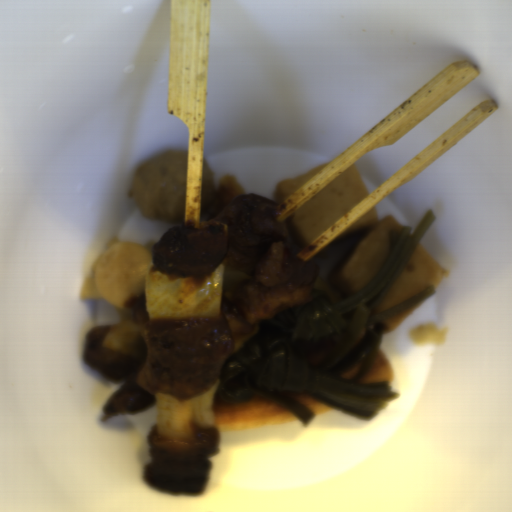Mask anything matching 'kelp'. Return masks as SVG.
<instances>
[{
    "label": "kelp",
    "mask_w": 512,
    "mask_h": 512,
    "mask_svg": "<svg viewBox=\"0 0 512 512\" xmlns=\"http://www.w3.org/2000/svg\"><path fill=\"white\" fill-rule=\"evenodd\" d=\"M436 215L416 226L390 230L385 261L359 293L332 302L311 287V301L257 322L258 330L226 360L215 380V396L246 403L264 396L302 422L313 415L303 404L277 393H303L359 419H371L399 396L388 381L360 383L371 371L388 327L387 318L437 293L434 285L372 314L426 236ZM372 314V315H371Z\"/></svg>",
    "instance_id": "obj_1"
}]
</instances>
